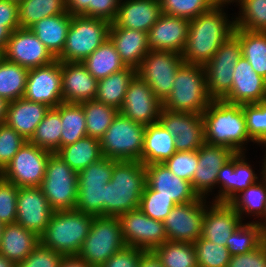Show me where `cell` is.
<instances>
[{
    "label": "cell",
    "mask_w": 266,
    "mask_h": 267,
    "mask_svg": "<svg viewBox=\"0 0 266 267\" xmlns=\"http://www.w3.org/2000/svg\"><path fill=\"white\" fill-rule=\"evenodd\" d=\"M226 4L218 2L207 12L190 20L188 37L181 54L184 63L205 66L221 44L233 34L235 21L224 12Z\"/></svg>",
    "instance_id": "6da1fadb"
},
{
    "label": "cell",
    "mask_w": 266,
    "mask_h": 267,
    "mask_svg": "<svg viewBox=\"0 0 266 267\" xmlns=\"http://www.w3.org/2000/svg\"><path fill=\"white\" fill-rule=\"evenodd\" d=\"M202 117L207 144L229 147L236 153H244L245 143L249 140L255 143L248 134L241 104L213 100Z\"/></svg>",
    "instance_id": "7a4b0ae2"
},
{
    "label": "cell",
    "mask_w": 266,
    "mask_h": 267,
    "mask_svg": "<svg viewBox=\"0 0 266 267\" xmlns=\"http://www.w3.org/2000/svg\"><path fill=\"white\" fill-rule=\"evenodd\" d=\"M146 184L145 165L140 161H118L105 184L104 216L118 217L139 208Z\"/></svg>",
    "instance_id": "3957f363"
},
{
    "label": "cell",
    "mask_w": 266,
    "mask_h": 267,
    "mask_svg": "<svg viewBox=\"0 0 266 267\" xmlns=\"http://www.w3.org/2000/svg\"><path fill=\"white\" fill-rule=\"evenodd\" d=\"M94 216L77 210L53 212L40 243L63 256H77Z\"/></svg>",
    "instance_id": "277c9868"
},
{
    "label": "cell",
    "mask_w": 266,
    "mask_h": 267,
    "mask_svg": "<svg viewBox=\"0 0 266 267\" xmlns=\"http://www.w3.org/2000/svg\"><path fill=\"white\" fill-rule=\"evenodd\" d=\"M212 101L204 66L183 63L176 72L172 91L162 103V108L202 114Z\"/></svg>",
    "instance_id": "5b68a950"
},
{
    "label": "cell",
    "mask_w": 266,
    "mask_h": 267,
    "mask_svg": "<svg viewBox=\"0 0 266 267\" xmlns=\"http://www.w3.org/2000/svg\"><path fill=\"white\" fill-rule=\"evenodd\" d=\"M110 22L101 18L71 15L61 62H82L108 39Z\"/></svg>",
    "instance_id": "8992f818"
},
{
    "label": "cell",
    "mask_w": 266,
    "mask_h": 267,
    "mask_svg": "<svg viewBox=\"0 0 266 267\" xmlns=\"http://www.w3.org/2000/svg\"><path fill=\"white\" fill-rule=\"evenodd\" d=\"M145 127L118 112L100 139L103 157L141 162Z\"/></svg>",
    "instance_id": "52a82bcc"
},
{
    "label": "cell",
    "mask_w": 266,
    "mask_h": 267,
    "mask_svg": "<svg viewBox=\"0 0 266 267\" xmlns=\"http://www.w3.org/2000/svg\"><path fill=\"white\" fill-rule=\"evenodd\" d=\"M126 246L117 217H94L77 256L91 267H101Z\"/></svg>",
    "instance_id": "ba28073f"
},
{
    "label": "cell",
    "mask_w": 266,
    "mask_h": 267,
    "mask_svg": "<svg viewBox=\"0 0 266 267\" xmlns=\"http://www.w3.org/2000/svg\"><path fill=\"white\" fill-rule=\"evenodd\" d=\"M40 188L54 212L74 210L77 203L78 173L58 154L52 153Z\"/></svg>",
    "instance_id": "9c48e42d"
},
{
    "label": "cell",
    "mask_w": 266,
    "mask_h": 267,
    "mask_svg": "<svg viewBox=\"0 0 266 267\" xmlns=\"http://www.w3.org/2000/svg\"><path fill=\"white\" fill-rule=\"evenodd\" d=\"M241 56V42L233 33L204 66L207 90L213 100H222L230 92L234 68Z\"/></svg>",
    "instance_id": "30bf717a"
},
{
    "label": "cell",
    "mask_w": 266,
    "mask_h": 267,
    "mask_svg": "<svg viewBox=\"0 0 266 267\" xmlns=\"http://www.w3.org/2000/svg\"><path fill=\"white\" fill-rule=\"evenodd\" d=\"M183 63L182 56L176 52L150 50L136 69V75L150 86L163 103L170 95L176 72Z\"/></svg>",
    "instance_id": "8fae6325"
},
{
    "label": "cell",
    "mask_w": 266,
    "mask_h": 267,
    "mask_svg": "<svg viewBox=\"0 0 266 267\" xmlns=\"http://www.w3.org/2000/svg\"><path fill=\"white\" fill-rule=\"evenodd\" d=\"M52 152L26 141L2 172V178L20 187H40Z\"/></svg>",
    "instance_id": "7c38bea8"
},
{
    "label": "cell",
    "mask_w": 266,
    "mask_h": 267,
    "mask_svg": "<svg viewBox=\"0 0 266 267\" xmlns=\"http://www.w3.org/2000/svg\"><path fill=\"white\" fill-rule=\"evenodd\" d=\"M117 218L126 246L149 252L168 240L163 222L148 217L140 208L124 212Z\"/></svg>",
    "instance_id": "4fadbf2b"
},
{
    "label": "cell",
    "mask_w": 266,
    "mask_h": 267,
    "mask_svg": "<svg viewBox=\"0 0 266 267\" xmlns=\"http://www.w3.org/2000/svg\"><path fill=\"white\" fill-rule=\"evenodd\" d=\"M206 198L199 197L193 202L177 204L164 219L169 241L194 243L202 235Z\"/></svg>",
    "instance_id": "5bb4252c"
},
{
    "label": "cell",
    "mask_w": 266,
    "mask_h": 267,
    "mask_svg": "<svg viewBox=\"0 0 266 267\" xmlns=\"http://www.w3.org/2000/svg\"><path fill=\"white\" fill-rule=\"evenodd\" d=\"M23 98L50 108L63 103L61 61L29 69Z\"/></svg>",
    "instance_id": "9a60e30c"
},
{
    "label": "cell",
    "mask_w": 266,
    "mask_h": 267,
    "mask_svg": "<svg viewBox=\"0 0 266 267\" xmlns=\"http://www.w3.org/2000/svg\"><path fill=\"white\" fill-rule=\"evenodd\" d=\"M159 122L175 137L176 151H197L205 144L202 114L162 108Z\"/></svg>",
    "instance_id": "2e32d148"
},
{
    "label": "cell",
    "mask_w": 266,
    "mask_h": 267,
    "mask_svg": "<svg viewBox=\"0 0 266 267\" xmlns=\"http://www.w3.org/2000/svg\"><path fill=\"white\" fill-rule=\"evenodd\" d=\"M1 56L27 69L44 66L56 60L29 28L14 30Z\"/></svg>",
    "instance_id": "e0dca14e"
},
{
    "label": "cell",
    "mask_w": 266,
    "mask_h": 267,
    "mask_svg": "<svg viewBox=\"0 0 266 267\" xmlns=\"http://www.w3.org/2000/svg\"><path fill=\"white\" fill-rule=\"evenodd\" d=\"M162 102L138 75L130 81L119 112L144 126L159 121Z\"/></svg>",
    "instance_id": "ac0fdd59"
},
{
    "label": "cell",
    "mask_w": 266,
    "mask_h": 267,
    "mask_svg": "<svg viewBox=\"0 0 266 267\" xmlns=\"http://www.w3.org/2000/svg\"><path fill=\"white\" fill-rule=\"evenodd\" d=\"M198 165L191 185L199 197L207 198L216 186L217 176L221 167L237 153L224 146L205 143L198 150ZM208 195V196H207Z\"/></svg>",
    "instance_id": "d6986e66"
},
{
    "label": "cell",
    "mask_w": 266,
    "mask_h": 267,
    "mask_svg": "<svg viewBox=\"0 0 266 267\" xmlns=\"http://www.w3.org/2000/svg\"><path fill=\"white\" fill-rule=\"evenodd\" d=\"M15 223L35 232L39 237L45 231L54 212L40 187H20L17 196Z\"/></svg>",
    "instance_id": "ffe728a7"
},
{
    "label": "cell",
    "mask_w": 266,
    "mask_h": 267,
    "mask_svg": "<svg viewBox=\"0 0 266 267\" xmlns=\"http://www.w3.org/2000/svg\"><path fill=\"white\" fill-rule=\"evenodd\" d=\"M245 159L244 153H237L221 167L216 181V185L220 187L213 202L228 203L239 192L259 180Z\"/></svg>",
    "instance_id": "44dd1931"
},
{
    "label": "cell",
    "mask_w": 266,
    "mask_h": 267,
    "mask_svg": "<svg viewBox=\"0 0 266 267\" xmlns=\"http://www.w3.org/2000/svg\"><path fill=\"white\" fill-rule=\"evenodd\" d=\"M231 104L262 103L266 100V79L252 69L241 56L234 68L230 92L222 99Z\"/></svg>",
    "instance_id": "7402d4cb"
},
{
    "label": "cell",
    "mask_w": 266,
    "mask_h": 267,
    "mask_svg": "<svg viewBox=\"0 0 266 267\" xmlns=\"http://www.w3.org/2000/svg\"><path fill=\"white\" fill-rule=\"evenodd\" d=\"M189 26L188 19L162 13L148 32V48L181 55L185 48Z\"/></svg>",
    "instance_id": "603a6c76"
},
{
    "label": "cell",
    "mask_w": 266,
    "mask_h": 267,
    "mask_svg": "<svg viewBox=\"0 0 266 267\" xmlns=\"http://www.w3.org/2000/svg\"><path fill=\"white\" fill-rule=\"evenodd\" d=\"M146 184L159 195L173 199L176 204L193 202L199 198L191 182L179 178L164 163L145 165Z\"/></svg>",
    "instance_id": "cb8c5ba5"
},
{
    "label": "cell",
    "mask_w": 266,
    "mask_h": 267,
    "mask_svg": "<svg viewBox=\"0 0 266 267\" xmlns=\"http://www.w3.org/2000/svg\"><path fill=\"white\" fill-rule=\"evenodd\" d=\"M63 103H81L95 99L98 80L81 62H61Z\"/></svg>",
    "instance_id": "d4e9b609"
},
{
    "label": "cell",
    "mask_w": 266,
    "mask_h": 267,
    "mask_svg": "<svg viewBox=\"0 0 266 267\" xmlns=\"http://www.w3.org/2000/svg\"><path fill=\"white\" fill-rule=\"evenodd\" d=\"M206 205L202 226L203 239L226 246L227 239L242 224L240 215L228 204L213 202Z\"/></svg>",
    "instance_id": "484cf974"
},
{
    "label": "cell",
    "mask_w": 266,
    "mask_h": 267,
    "mask_svg": "<svg viewBox=\"0 0 266 267\" xmlns=\"http://www.w3.org/2000/svg\"><path fill=\"white\" fill-rule=\"evenodd\" d=\"M121 0L115 20L110 25L149 32L162 14L159 0Z\"/></svg>",
    "instance_id": "4316f807"
},
{
    "label": "cell",
    "mask_w": 266,
    "mask_h": 267,
    "mask_svg": "<svg viewBox=\"0 0 266 267\" xmlns=\"http://www.w3.org/2000/svg\"><path fill=\"white\" fill-rule=\"evenodd\" d=\"M108 38L126 67L137 69L141 61L150 52L148 33L144 31L110 25Z\"/></svg>",
    "instance_id": "83f0119b"
},
{
    "label": "cell",
    "mask_w": 266,
    "mask_h": 267,
    "mask_svg": "<svg viewBox=\"0 0 266 267\" xmlns=\"http://www.w3.org/2000/svg\"><path fill=\"white\" fill-rule=\"evenodd\" d=\"M49 109L46 104L19 98L9 102L4 123L29 141Z\"/></svg>",
    "instance_id": "f1b7e54d"
},
{
    "label": "cell",
    "mask_w": 266,
    "mask_h": 267,
    "mask_svg": "<svg viewBox=\"0 0 266 267\" xmlns=\"http://www.w3.org/2000/svg\"><path fill=\"white\" fill-rule=\"evenodd\" d=\"M40 243V237L18 223L3 225L0 254L15 264L22 262Z\"/></svg>",
    "instance_id": "f546056e"
},
{
    "label": "cell",
    "mask_w": 266,
    "mask_h": 267,
    "mask_svg": "<svg viewBox=\"0 0 266 267\" xmlns=\"http://www.w3.org/2000/svg\"><path fill=\"white\" fill-rule=\"evenodd\" d=\"M175 152V137L159 121L145 127L141 153L144 165L164 163Z\"/></svg>",
    "instance_id": "4dcf8cb0"
},
{
    "label": "cell",
    "mask_w": 266,
    "mask_h": 267,
    "mask_svg": "<svg viewBox=\"0 0 266 267\" xmlns=\"http://www.w3.org/2000/svg\"><path fill=\"white\" fill-rule=\"evenodd\" d=\"M70 24L71 15L66 12L43 18L29 29L50 53L57 58L63 51Z\"/></svg>",
    "instance_id": "1f68e13d"
},
{
    "label": "cell",
    "mask_w": 266,
    "mask_h": 267,
    "mask_svg": "<svg viewBox=\"0 0 266 267\" xmlns=\"http://www.w3.org/2000/svg\"><path fill=\"white\" fill-rule=\"evenodd\" d=\"M56 154L77 173L103 158L100 140L90 136H85L74 144L61 147Z\"/></svg>",
    "instance_id": "d6a6232c"
},
{
    "label": "cell",
    "mask_w": 266,
    "mask_h": 267,
    "mask_svg": "<svg viewBox=\"0 0 266 267\" xmlns=\"http://www.w3.org/2000/svg\"><path fill=\"white\" fill-rule=\"evenodd\" d=\"M135 75V68L126 67L122 71L98 80L95 100L120 110L128 85Z\"/></svg>",
    "instance_id": "836d02e7"
},
{
    "label": "cell",
    "mask_w": 266,
    "mask_h": 267,
    "mask_svg": "<svg viewBox=\"0 0 266 267\" xmlns=\"http://www.w3.org/2000/svg\"><path fill=\"white\" fill-rule=\"evenodd\" d=\"M81 63L97 80L126 68L109 38Z\"/></svg>",
    "instance_id": "e575fe53"
},
{
    "label": "cell",
    "mask_w": 266,
    "mask_h": 267,
    "mask_svg": "<svg viewBox=\"0 0 266 267\" xmlns=\"http://www.w3.org/2000/svg\"><path fill=\"white\" fill-rule=\"evenodd\" d=\"M233 33L241 42L242 56L255 73L266 79V32H251L235 27Z\"/></svg>",
    "instance_id": "d590c367"
},
{
    "label": "cell",
    "mask_w": 266,
    "mask_h": 267,
    "mask_svg": "<svg viewBox=\"0 0 266 267\" xmlns=\"http://www.w3.org/2000/svg\"><path fill=\"white\" fill-rule=\"evenodd\" d=\"M61 117L60 104L55 108H50L43 120L38 124L29 142L34 145L56 153L61 148Z\"/></svg>",
    "instance_id": "8d00e7d4"
},
{
    "label": "cell",
    "mask_w": 266,
    "mask_h": 267,
    "mask_svg": "<svg viewBox=\"0 0 266 267\" xmlns=\"http://www.w3.org/2000/svg\"><path fill=\"white\" fill-rule=\"evenodd\" d=\"M29 69L0 55V97L8 102L23 98Z\"/></svg>",
    "instance_id": "74e56055"
},
{
    "label": "cell",
    "mask_w": 266,
    "mask_h": 267,
    "mask_svg": "<svg viewBox=\"0 0 266 267\" xmlns=\"http://www.w3.org/2000/svg\"><path fill=\"white\" fill-rule=\"evenodd\" d=\"M228 204L240 215L241 220H244L242 215L245 214L262 218L266 209V182L263 179L253 183L234 196Z\"/></svg>",
    "instance_id": "f35d334b"
},
{
    "label": "cell",
    "mask_w": 266,
    "mask_h": 267,
    "mask_svg": "<svg viewBox=\"0 0 266 267\" xmlns=\"http://www.w3.org/2000/svg\"><path fill=\"white\" fill-rule=\"evenodd\" d=\"M18 10L20 28H30L43 18L67 12L66 0H22Z\"/></svg>",
    "instance_id": "ab89813d"
},
{
    "label": "cell",
    "mask_w": 266,
    "mask_h": 267,
    "mask_svg": "<svg viewBox=\"0 0 266 267\" xmlns=\"http://www.w3.org/2000/svg\"><path fill=\"white\" fill-rule=\"evenodd\" d=\"M79 104L85 113L87 136L100 140L119 110L95 99Z\"/></svg>",
    "instance_id": "60d3db41"
},
{
    "label": "cell",
    "mask_w": 266,
    "mask_h": 267,
    "mask_svg": "<svg viewBox=\"0 0 266 267\" xmlns=\"http://www.w3.org/2000/svg\"><path fill=\"white\" fill-rule=\"evenodd\" d=\"M60 117L62 124L61 147L74 144L87 136L85 113L80 104L61 103Z\"/></svg>",
    "instance_id": "b9f144b4"
},
{
    "label": "cell",
    "mask_w": 266,
    "mask_h": 267,
    "mask_svg": "<svg viewBox=\"0 0 266 267\" xmlns=\"http://www.w3.org/2000/svg\"><path fill=\"white\" fill-rule=\"evenodd\" d=\"M152 252L163 267H198L193 243L167 240Z\"/></svg>",
    "instance_id": "7bdbcfd3"
},
{
    "label": "cell",
    "mask_w": 266,
    "mask_h": 267,
    "mask_svg": "<svg viewBox=\"0 0 266 267\" xmlns=\"http://www.w3.org/2000/svg\"><path fill=\"white\" fill-rule=\"evenodd\" d=\"M264 241L263 229L252 221L239 225L227 239L226 247L235 256L253 251Z\"/></svg>",
    "instance_id": "ee69618b"
},
{
    "label": "cell",
    "mask_w": 266,
    "mask_h": 267,
    "mask_svg": "<svg viewBox=\"0 0 266 267\" xmlns=\"http://www.w3.org/2000/svg\"><path fill=\"white\" fill-rule=\"evenodd\" d=\"M238 1V2H237ZM240 6L235 27L251 32H266V0H234Z\"/></svg>",
    "instance_id": "f6af8a7d"
},
{
    "label": "cell",
    "mask_w": 266,
    "mask_h": 267,
    "mask_svg": "<svg viewBox=\"0 0 266 267\" xmlns=\"http://www.w3.org/2000/svg\"><path fill=\"white\" fill-rule=\"evenodd\" d=\"M198 267H227L231 254L226 246L200 237L193 243Z\"/></svg>",
    "instance_id": "bcb514c9"
},
{
    "label": "cell",
    "mask_w": 266,
    "mask_h": 267,
    "mask_svg": "<svg viewBox=\"0 0 266 267\" xmlns=\"http://www.w3.org/2000/svg\"><path fill=\"white\" fill-rule=\"evenodd\" d=\"M162 13L182 17L188 20L194 19L210 10L218 3L217 0H159Z\"/></svg>",
    "instance_id": "7dc6e473"
},
{
    "label": "cell",
    "mask_w": 266,
    "mask_h": 267,
    "mask_svg": "<svg viewBox=\"0 0 266 267\" xmlns=\"http://www.w3.org/2000/svg\"><path fill=\"white\" fill-rule=\"evenodd\" d=\"M105 185L78 186L75 210L99 217L104 216Z\"/></svg>",
    "instance_id": "c3c4849f"
},
{
    "label": "cell",
    "mask_w": 266,
    "mask_h": 267,
    "mask_svg": "<svg viewBox=\"0 0 266 267\" xmlns=\"http://www.w3.org/2000/svg\"><path fill=\"white\" fill-rule=\"evenodd\" d=\"M175 205L173 199L159 195V192L145 184L139 208L148 217L163 222Z\"/></svg>",
    "instance_id": "681fc988"
},
{
    "label": "cell",
    "mask_w": 266,
    "mask_h": 267,
    "mask_svg": "<svg viewBox=\"0 0 266 267\" xmlns=\"http://www.w3.org/2000/svg\"><path fill=\"white\" fill-rule=\"evenodd\" d=\"M250 138L266 146V102L242 104Z\"/></svg>",
    "instance_id": "f907efd6"
},
{
    "label": "cell",
    "mask_w": 266,
    "mask_h": 267,
    "mask_svg": "<svg viewBox=\"0 0 266 267\" xmlns=\"http://www.w3.org/2000/svg\"><path fill=\"white\" fill-rule=\"evenodd\" d=\"M117 160L106 157L90 164L78 173V186L105 185L112 177L113 166Z\"/></svg>",
    "instance_id": "816d5d0a"
},
{
    "label": "cell",
    "mask_w": 266,
    "mask_h": 267,
    "mask_svg": "<svg viewBox=\"0 0 266 267\" xmlns=\"http://www.w3.org/2000/svg\"><path fill=\"white\" fill-rule=\"evenodd\" d=\"M164 164L176 176L191 182L198 165V151H176Z\"/></svg>",
    "instance_id": "f5cc1de1"
},
{
    "label": "cell",
    "mask_w": 266,
    "mask_h": 267,
    "mask_svg": "<svg viewBox=\"0 0 266 267\" xmlns=\"http://www.w3.org/2000/svg\"><path fill=\"white\" fill-rule=\"evenodd\" d=\"M26 141L13 128L8 127L5 123L0 124V168L2 170Z\"/></svg>",
    "instance_id": "db71d44e"
},
{
    "label": "cell",
    "mask_w": 266,
    "mask_h": 267,
    "mask_svg": "<svg viewBox=\"0 0 266 267\" xmlns=\"http://www.w3.org/2000/svg\"><path fill=\"white\" fill-rule=\"evenodd\" d=\"M18 187L0 176V222L12 224L17 216Z\"/></svg>",
    "instance_id": "11a10c76"
},
{
    "label": "cell",
    "mask_w": 266,
    "mask_h": 267,
    "mask_svg": "<svg viewBox=\"0 0 266 267\" xmlns=\"http://www.w3.org/2000/svg\"><path fill=\"white\" fill-rule=\"evenodd\" d=\"M64 256L39 243L34 250L15 267H58Z\"/></svg>",
    "instance_id": "9f6ffc18"
},
{
    "label": "cell",
    "mask_w": 266,
    "mask_h": 267,
    "mask_svg": "<svg viewBox=\"0 0 266 267\" xmlns=\"http://www.w3.org/2000/svg\"><path fill=\"white\" fill-rule=\"evenodd\" d=\"M227 267H266V242L251 252L231 256Z\"/></svg>",
    "instance_id": "6f0895ef"
},
{
    "label": "cell",
    "mask_w": 266,
    "mask_h": 267,
    "mask_svg": "<svg viewBox=\"0 0 266 267\" xmlns=\"http://www.w3.org/2000/svg\"><path fill=\"white\" fill-rule=\"evenodd\" d=\"M143 252L139 248L125 246L113 254L101 267H138Z\"/></svg>",
    "instance_id": "680465c9"
},
{
    "label": "cell",
    "mask_w": 266,
    "mask_h": 267,
    "mask_svg": "<svg viewBox=\"0 0 266 267\" xmlns=\"http://www.w3.org/2000/svg\"><path fill=\"white\" fill-rule=\"evenodd\" d=\"M18 3L11 0H0V23L11 32L20 28Z\"/></svg>",
    "instance_id": "91938a15"
},
{
    "label": "cell",
    "mask_w": 266,
    "mask_h": 267,
    "mask_svg": "<svg viewBox=\"0 0 266 267\" xmlns=\"http://www.w3.org/2000/svg\"><path fill=\"white\" fill-rule=\"evenodd\" d=\"M121 0H93V17L112 23L117 15Z\"/></svg>",
    "instance_id": "94428289"
},
{
    "label": "cell",
    "mask_w": 266,
    "mask_h": 267,
    "mask_svg": "<svg viewBox=\"0 0 266 267\" xmlns=\"http://www.w3.org/2000/svg\"><path fill=\"white\" fill-rule=\"evenodd\" d=\"M66 10L72 16L93 17V0H66Z\"/></svg>",
    "instance_id": "6125c7cd"
},
{
    "label": "cell",
    "mask_w": 266,
    "mask_h": 267,
    "mask_svg": "<svg viewBox=\"0 0 266 267\" xmlns=\"http://www.w3.org/2000/svg\"><path fill=\"white\" fill-rule=\"evenodd\" d=\"M138 267H163V265L152 251H144L141 254Z\"/></svg>",
    "instance_id": "be15d7a7"
},
{
    "label": "cell",
    "mask_w": 266,
    "mask_h": 267,
    "mask_svg": "<svg viewBox=\"0 0 266 267\" xmlns=\"http://www.w3.org/2000/svg\"><path fill=\"white\" fill-rule=\"evenodd\" d=\"M58 267H91L78 256H64Z\"/></svg>",
    "instance_id": "e7e4bbea"
},
{
    "label": "cell",
    "mask_w": 266,
    "mask_h": 267,
    "mask_svg": "<svg viewBox=\"0 0 266 267\" xmlns=\"http://www.w3.org/2000/svg\"><path fill=\"white\" fill-rule=\"evenodd\" d=\"M11 33L12 32L6 26H3L2 23H0V55L3 54Z\"/></svg>",
    "instance_id": "03108f58"
},
{
    "label": "cell",
    "mask_w": 266,
    "mask_h": 267,
    "mask_svg": "<svg viewBox=\"0 0 266 267\" xmlns=\"http://www.w3.org/2000/svg\"><path fill=\"white\" fill-rule=\"evenodd\" d=\"M8 104L9 102L6 99L0 97V124L5 122Z\"/></svg>",
    "instance_id": "003e7915"
},
{
    "label": "cell",
    "mask_w": 266,
    "mask_h": 267,
    "mask_svg": "<svg viewBox=\"0 0 266 267\" xmlns=\"http://www.w3.org/2000/svg\"><path fill=\"white\" fill-rule=\"evenodd\" d=\"M16 264L0 254V267H15Z\"/></svg>",
    "instance_id": "a7ac6f4b"
},
{
    "label": "cell",
    "mask_w": 266,
    "mask_h": 267,
    "mask_svg": "<svg viewBox=\"0 0 266 267\" xmlns=\"http://www.w3.org/2000/svg\"><path fill=\"white\" fill-rule=\"evenodd\" d=\"M263 218H260V221H255L256 223H258L260 225V227L263 229V231H266V209L264 212V215L262 216ZM264 219V220H261Z\"/></svg>",
    "instance_id": "89a4df30"
},
{
    "label": "cell",
    "mask_w": 266,
    "mask_h": 267,
    "mask_svg": "<svg viewBox=\"0 0 266 267\" xmlns=\"http://www.w3.org/2000/svg\"><path fill=\"white\" fill-rule=\"evenodd\" d=\"M266 147V146H265ZM265 157H264V162H263V165H262V172H260L261 174H262V178L261 179H264V181L266 182V151H265V155H264Z\"/></svg>",
    "instance_id": "2644e50d"
},
{
    "label": "cell",
    "mask_w": 266,
    "mask_h": 267,
    "mask_svg": "<svg viewBox=\"0 0 266 267\" xmlns=\"http://www.w3.org/2000/svg\"><path fill=\"white\" fill-rule=\"evenodd\" d=\"M218 2H230V3H234V0H217Z\"/></svg>",
    "instance_id": "8c879c8a"
},
{
    "label": "cell",
    "mask_w": 266,
    "mask_h": 267,
    "mask_svg": "<svg viewBox=\"0 0 266 267\" xmlns=\"http://www.w3.org/2000/svg\"><path fill=\"white\" fill-rule=\"evenodd\" d=\"M2 229H3V224L0 222V240H1V235H2Z\"/></svg>",
    "instance_id": "753ad0ef"
},
{
    "label": "cell",
    "mask_w": 266,
    "mask_h": 267,
    "mask_svg": "<svg viewBox=\"0 0 266 267\" xmlns=\"http://www.w3.org/2000/svg\"><path fill=\"white\" fill-rule=\"evenodd\" d=\"M11 1H14V2L19 3V2H21L22 0H11Z\"/></svg>",
    "instance_id": "34e18365"
},
{
    "label": "cell",
    "mask_w": 266,
    "mask_h": 267,
    "mask_svg": "<svg viewBox=\"0 0 266 267\" xmlns=\"http://www.w3.org/2000/svg\"><path fill=\"white\" fill-rule=\"evenodd\" d=\"M264 240L266 242V231L264 232Z\"/></svg>",
    "instance_id": "11e5206c"
},
{
    "label": "cell",
    "mask_w": 266,
    "mask_h": 267,
    "mask_svg": "<svg viewBox=\"0 0 266 267\" xmlns=\"http://www.w3.org/2000/svg\"><path fill=\"white\" fill-rule=\"evenodd\" d=\"M2 172H3V170L0 168V176H2Z\"/></svg>",
    "instance_id": "2a66077c"
}]
</instances>
